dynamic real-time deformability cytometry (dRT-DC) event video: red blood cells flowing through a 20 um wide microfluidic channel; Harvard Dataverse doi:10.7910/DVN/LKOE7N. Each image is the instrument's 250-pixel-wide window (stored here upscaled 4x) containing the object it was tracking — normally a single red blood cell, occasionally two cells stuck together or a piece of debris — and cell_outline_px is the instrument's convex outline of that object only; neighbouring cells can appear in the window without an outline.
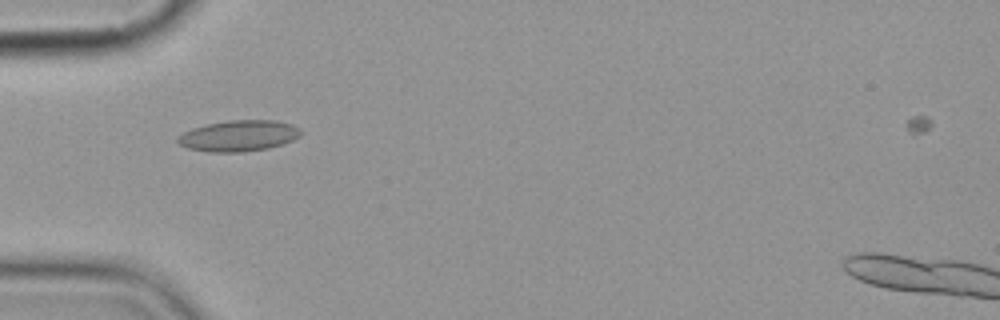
{"species": "common noctule bat (a hibernating species)", "species_latin": "Nyctalus noctula", "temperature_condition": "cold", "stored_images_in_passage": 8, "camera_frame_rate_fps": 3000, "um_per_image_px": 0.085, "animal": {"sex": "female", "body_mass_g": 19.9}, "frame": {"image": 1, "passage_image": 5, "time_ms": 4.667, "image_size_px": [1000, 320], "cell_outline_px": [[300, 136], [292, 140], [268, 148], [244, 152], [208, 152], [188, 148], [180, 144], [176, 140], [176, 136], [192, 128], [204, 124], [228, 120], [276, 120], [292, 124], [300, 128]], "centroid_in_image_um": [20.26, 11.53], "position_along_channel_um": 64.7, "area_um2": 22.37}}
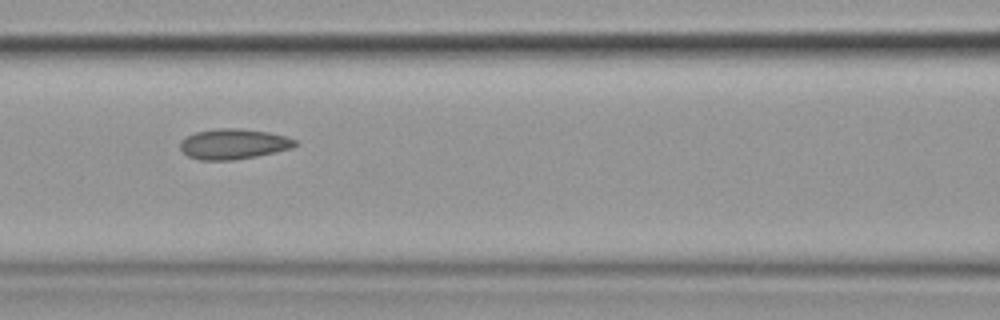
{"frame": {"image": 2, "passage_image": 7, "time_ms": 7.0, "image_size_px": [1000, 320], "cell_outline_px": [[300, 144], [292, 148], [256, 156], [232, 160], [200, 160], [188, 156], [180, 148], [180, 140], [196, 132], [216, 128], [240, 128], [268, 132], [288, 136], [296, 140]], "centroid_in_image_um": [19.88, 12.23], "position_along_channel_um": 146.7, "area_um2": 20.4}}
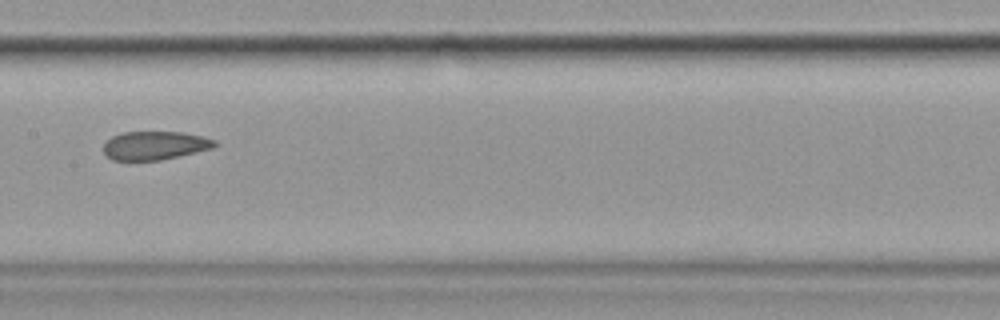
{"frame": {"image": 3, "passage_image": 8, "time_ms": 8.333, "image_size_px": [1000, 320], "cell_outline_px": [[216, 144], [212, 148], [180, 156], [160, 160], [112, 160], [104, 152], [104, 144], [112, 136], [124, 132], [184, 132], [204, 136], [216, 140]], "centroid_in_image_um": [13.18, 12.36], "position_along_channel_um": 194.2, "area_um2": 18.44}}